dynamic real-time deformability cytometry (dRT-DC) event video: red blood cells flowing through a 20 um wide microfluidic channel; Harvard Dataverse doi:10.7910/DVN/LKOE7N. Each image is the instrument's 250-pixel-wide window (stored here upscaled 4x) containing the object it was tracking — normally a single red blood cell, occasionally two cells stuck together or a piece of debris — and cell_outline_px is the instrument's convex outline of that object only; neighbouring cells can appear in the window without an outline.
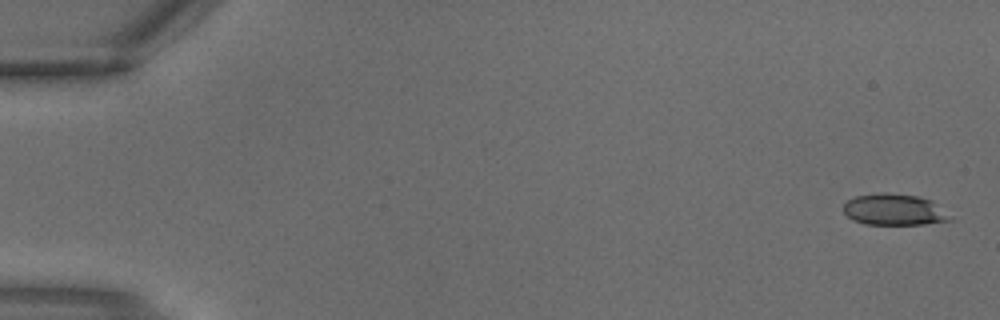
{"species": "common noctule bat (a hibernating species)", "species_latin": "Nyctalus noctula", "temperature_condition": "warm", "stored_images_in_passage": 3, "camera_frame_rate_fps": 3000, "um_per_image_px": 0.085, "animal": {"sex": "male", "body_mass_g": 18.8}, "frame": {"image": 1, "passage_image": 1, "time_ms": 0.0, "image_size_px": [1000, 320], "cell_outline_px": [[952, 220], [924, 224], [864, 224], [852, 220], [844, 212], [844, 204], [848, 200], [856, 196], [884, 192], [888, 192], [920, 196], [932, 200], [952, 216]], "centroid_in_image_um": [76.03, 17.81], "position_along_channel_um": 9.0, "area_um2": 19.59}}
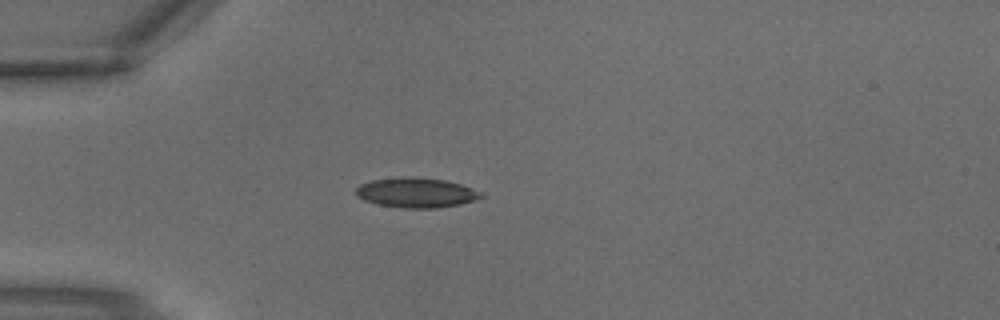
{"frame": {"image": 2, "passage_image": 3, "time_ms": 0.667, "image_size_px": [1000, 320], "cell_outline_px": [[484, 196], [476, 200], [460, 204], [436, 208], [404, 208], [376, 204], [364, 200], [356, 196], [356, 188], [360, 184], [372, 180], [400, 176], [412, 176], [444, 180], [460, 184], [484, 192]], "centroid_in_image_um": [35.38, 16.37], "position_along_channel_um": 49.6, "area_um2": 22.02}}